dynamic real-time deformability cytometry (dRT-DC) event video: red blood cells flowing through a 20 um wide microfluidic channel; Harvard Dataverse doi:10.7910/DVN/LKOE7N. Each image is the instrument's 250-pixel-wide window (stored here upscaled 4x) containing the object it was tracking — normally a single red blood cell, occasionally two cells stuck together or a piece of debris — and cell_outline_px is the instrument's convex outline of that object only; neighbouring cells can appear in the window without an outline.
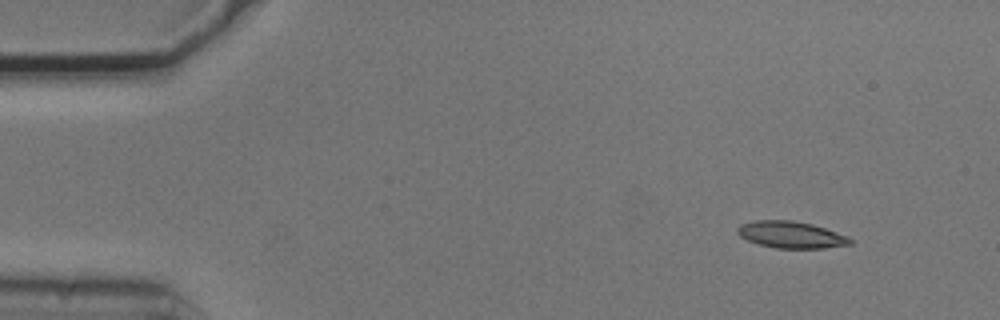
{"species": "common noctule bat (a hibernating species)", "species_latin": "Nyctalus noctula", "temperature_condition": "cold", "stored_images_in_passage": 54, "camera_frame_rate_fps": 3000, "um_per_image_px": 0.085, "animal": {"sex": "male", "body_mass_g": 20.5, "forearm_length_mm": 52.5}, "frame": {"image": 1, "passage_image": 5, "time_ms": 1.333, "image_size_px": [1000, 320], "cell_outline_px": [[852, 244], [824, 248], [776, 248], [760, 244], [748, 240], [740, 236], [736, 232], [736, 228], [740, 224], [756, 220], [792, 220], [812, 224], [848, 236], [852, 240]], "centroid_in_image_um": [67.22, 19.94], "position_along_channel_um": 17.8, "area_um2": 17.51}}
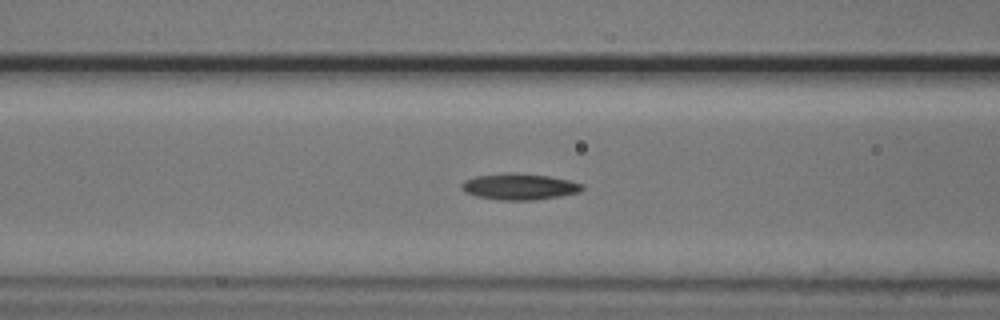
{"frame": {"image": 2, "passage_image": 21, "time_ms": 6.667, "image_size_px": [1000, 320], "cell_outline_px": [[584, 188], [580, 192], [560, 196], [532, 200], [500, 200], [476, 196], [464, 192], [460, 188], [460, 184], [464, 180], [476, 176], [548, 176], [568, 180], [584, 184]], "centroid_in_image_um": [44.16, 15.92], "position_along_channel_um": 122.4, "area_um2": 17.46}}
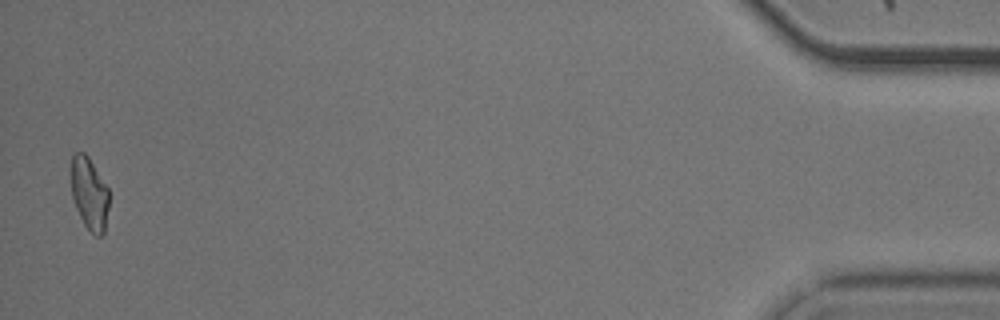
{"frame": {"image": 3, "passage_image": 53, "time_ms": 17.333, "image_size_px": [1000, 320], "cell_outline_px": [[108, 208], [104, 232], [100, 236], [96, 236], [84, 224], [76, 208], [72, 196], [68, 172], [72, 152], [84, 152], [88, 156], [108, 188]], "centroid_in_image_um": [7.53, 16.37], "position_along_channel_um": 427.7, "area_um2": 16.36}}